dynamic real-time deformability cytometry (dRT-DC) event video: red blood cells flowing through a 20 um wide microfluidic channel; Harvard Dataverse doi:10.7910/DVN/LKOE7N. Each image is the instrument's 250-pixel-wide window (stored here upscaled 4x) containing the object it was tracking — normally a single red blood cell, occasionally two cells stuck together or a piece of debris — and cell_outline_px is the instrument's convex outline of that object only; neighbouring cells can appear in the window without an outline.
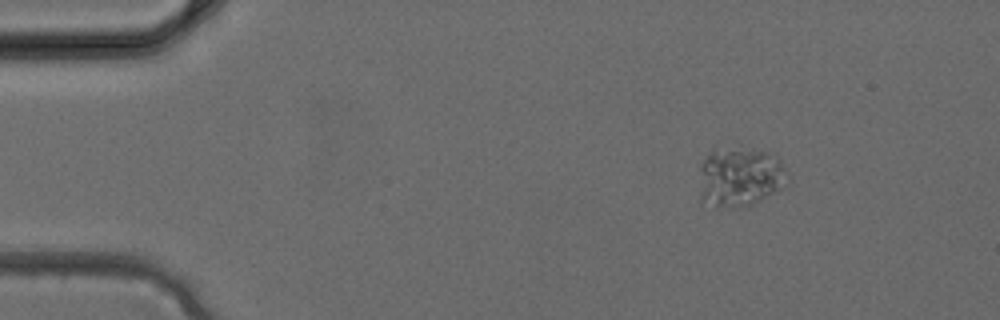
{"species": "common noctule bat (a hibernating species)", "species_latin": "Nyctalus noctula", "temperature_condition": "cold", "stored_images_in_passage": 3, "camera_frame_rate_fps": 3000, "um_per_image_px": 0.085, "animal": {"sex": "female", "body_mass_g": 24.6, "forearm_length_mm": 56.2}, "frame": {"image": 1, "passage_image": 1, "time_ms": 0.0, "image_size_px": [1000, 320], "cell_outline_px": [[788, 184], [756, 204], [748, 208], [716, 208], [700, 200], [700, 164], [712, 148], [716, 144], [732, 140], [776, 152], [788, 172]], "centroid_in_image_um": [62.92, 14.91], "position_along_channel_um": 22.1, "area_um2": 33.81}}
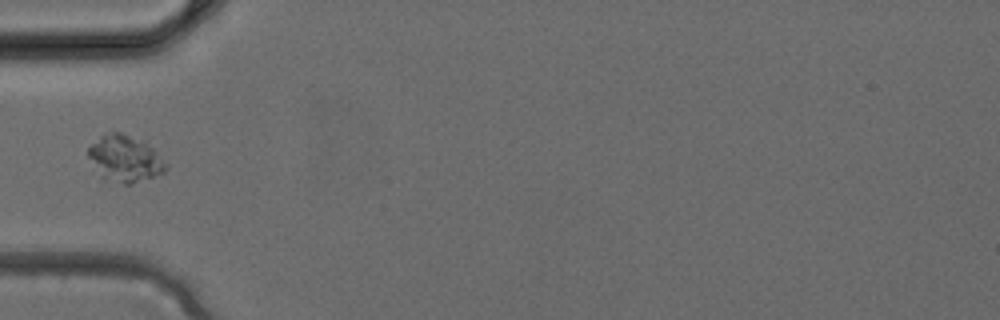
{"frame": {"image": 2, "passage_image": 3, "time_ms": 0.667, "image_size_px": [1000, 320], "cell_outline_px": [[168, 168], [164, 172], [132, 184], [124, 184], [100, 180], [92, 172], [88, 156], [88, 148], [100, 136], [112, 132], [120, 132], [144, 140], [168, 164]], "centroid_in_image_um": [10.56, 13.52], "position_along_channel_um": 74.4, "area_um2": 21.68}}